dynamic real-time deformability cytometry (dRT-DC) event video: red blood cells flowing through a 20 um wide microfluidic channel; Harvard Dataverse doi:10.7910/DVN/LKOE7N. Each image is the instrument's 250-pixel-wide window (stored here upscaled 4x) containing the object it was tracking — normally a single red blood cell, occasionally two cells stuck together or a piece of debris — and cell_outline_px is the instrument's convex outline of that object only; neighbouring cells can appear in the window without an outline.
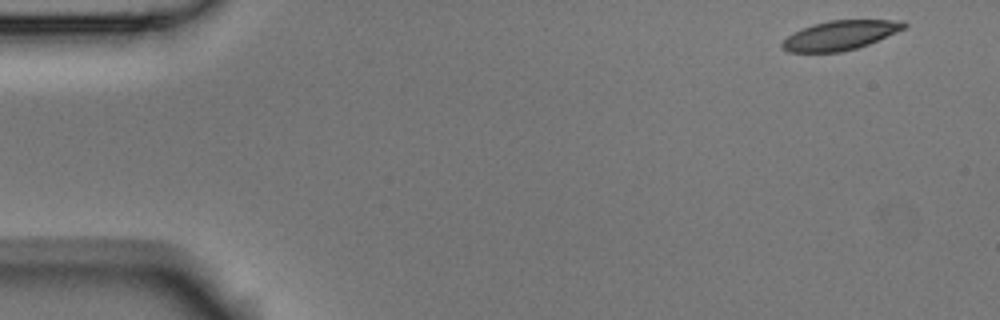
{"species": "Egyptian fruit bat (a non-hibernating species)", "species_latin": "Rousettus aegyptiacus", "temperature_condition": "room temperature", "stored_images_in_passage": 5, "camera_frame_rate_fps": 3000, "um_per_image_px": 0.085, "animal": {"sex": "male"}, "frame": {"image": 1, "passage_image": 1, "time_ms": 0.0, "image_size_px": [1000, 320], "cell_outline_px": [[908, 24], [904, 28], [896, 32], [868, 44], [856, 48], [840, 52], [788, 52], [780, 44], [788, 36], [804, 28], [828, 20], [892, 20]], "centroid_in_image_um": [71.4, 3.01], "position_along_channel_um": 13.6, "area_um2": 20.29}}
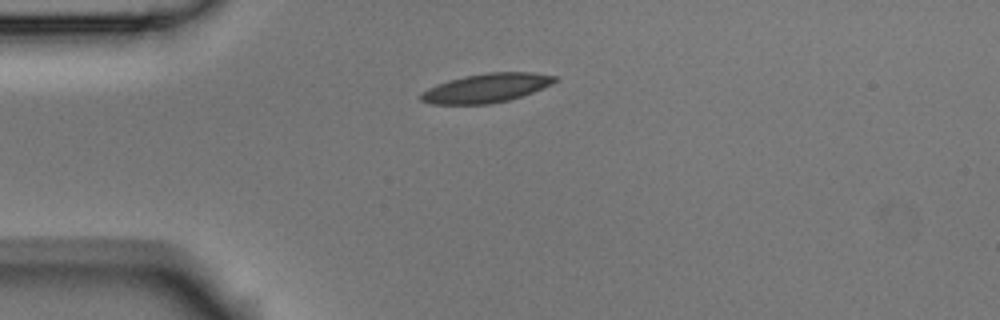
{"frame": {"image": 2, "passage_image": 4, "time_ms": 1.0, "image_size_px": [1000, 320], "cell_outline_px": [[560, 80], [552, 84], [532, 92], [508, 100], [488, 104], [432, 104], [420, 100], [420, 92], [436, 84], [448, 80], [464, 76], [488, 72], [532, 72], [556, 76]], "centroid_in_image_um": [41.33, 7.47], "position_along_channel_um": 43.7, "area_um2": 22.66}}